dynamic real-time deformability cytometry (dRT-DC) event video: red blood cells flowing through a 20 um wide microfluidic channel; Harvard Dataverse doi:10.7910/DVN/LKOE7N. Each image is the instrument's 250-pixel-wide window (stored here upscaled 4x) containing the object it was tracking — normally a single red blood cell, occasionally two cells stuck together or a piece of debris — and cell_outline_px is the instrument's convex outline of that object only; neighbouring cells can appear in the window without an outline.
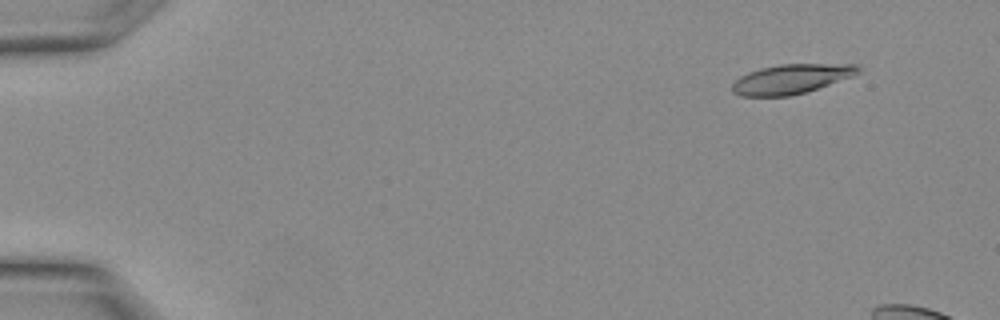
{"species": "Egyptian fruit bat (a non-hibernating species)", "species_latin": "Rousettus aegyptiacus", "temperature_condition": "warm", "stored_images_in_passage": 6, "camera_frame_rate_fps": 3000, "um_per_image_px": 0.085, "animal": {"sex": "female"}, "frame": {"image": 1, "passage_image": 2, "time_ms": 0.333, "image_size_px": [1000, 320], "cell_outline_px": [[860, 72], [852, 76], [804, 92], [788, 96], [740, 96], [732, 92], [732, 84], [740, 76], [748, 72], [760, 68], [780, 64], [856, 64], [860, 68]], "centroid_in_image_um": [67.21, 6.7], "position_along_channel_um": 17.8, "area_um2": 21.44}}